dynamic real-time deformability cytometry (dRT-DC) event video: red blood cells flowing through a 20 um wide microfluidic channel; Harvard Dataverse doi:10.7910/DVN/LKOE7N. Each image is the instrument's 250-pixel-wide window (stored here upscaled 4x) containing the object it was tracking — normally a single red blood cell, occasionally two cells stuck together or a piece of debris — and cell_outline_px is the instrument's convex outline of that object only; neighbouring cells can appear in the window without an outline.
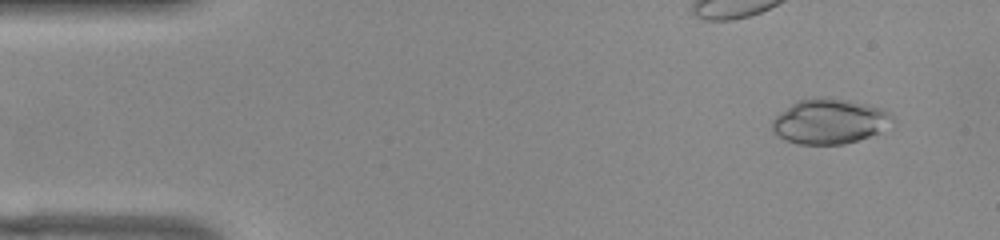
{"species": "common noctule bat (a hibernating species)", "species_latin": "Nyctalus noctula", "temperature_condition": "warm", "stored_images_in_passage": 51, "camera_frame_rate_fps": 3000, "um_per_image_px": 0.085, "animal": {"sex": "female", "body_mass_g": 22.0, "forearm_length_mm": 56.7}, "frame": {"image": 1, "passage_image": 4, "time_ms": 1.0, "image_size_px": [1000, 240], "cell_outline_px": [[896, 120], [876, 132], [868, 136], [844, 144], [800, 144], [788, 140], [780, 136], [772, 128], [772, 120], [780, 112], [792, 104], [800, 100], [816, 96], [824, 96], [848, 100], [868, 104], [884, 108]], "centroid_in_image_um": [70.52, 10.28], "position_along_channel_um": 14.5, "area_um2": 31.21}}
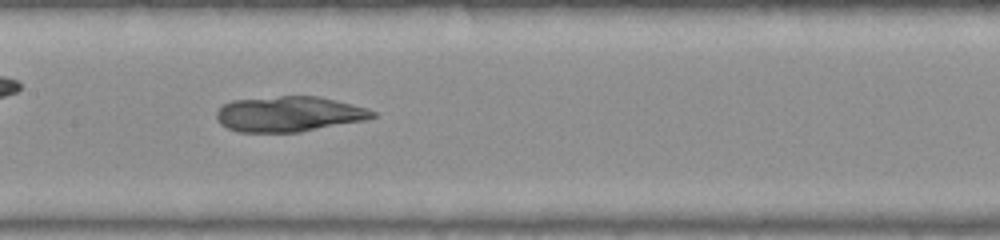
{"frame": {"image": 2, "passage_image": 25, "time_ms": 8.0, "image_size_px": [1000, 240], "cell_outline_px": [[376, 116], [364, 120], [300, 132], [240, 132], [228, 128], [220, 124], [216, 116], [216, 112], [224, 104], [232, 100], [280, 96], [316, 96], [352, 104], [368, 108], [376, 112]], "centroid_in_image_um": [24.55, 9.69], "position_along_channel_um": 182.8, "area_um2": 32.02}}
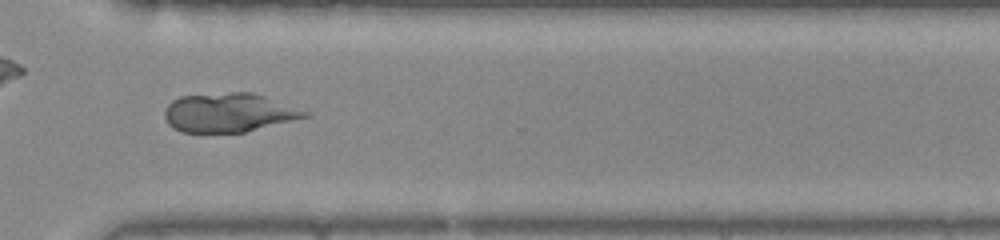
{"frame": {"image": 3, "passage_image": 38, "time_ms": 12.333, "image_size_px": [1000, 240], "cell_outline_px": [[312, 116], [244, 132], [204, 136], [180, 132], [172, 128], [168, 124], [164, 116], [164, 112], [168, 104], [172, 100], [180, 96], [232, 92], [252, 92], [312, 112]], "centroid_in_image_um": [19.42, 9.62], "position_along_channel_um": 351.2, "area_um2": 32.95}}